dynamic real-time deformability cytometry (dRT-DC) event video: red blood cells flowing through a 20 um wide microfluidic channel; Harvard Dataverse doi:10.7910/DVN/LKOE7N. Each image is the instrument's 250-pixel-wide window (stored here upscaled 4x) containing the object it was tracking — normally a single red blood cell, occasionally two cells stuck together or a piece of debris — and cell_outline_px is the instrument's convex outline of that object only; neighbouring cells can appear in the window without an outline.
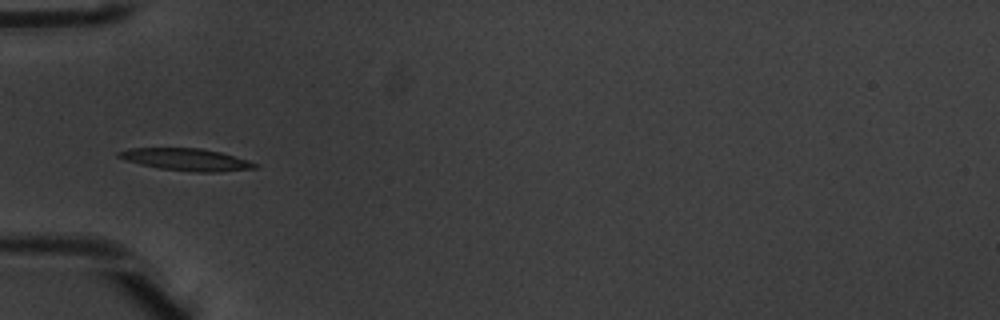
{"species": "common noctule bat (a hibernating species)", "species_latin": "Nyctalus noctula", "temperature_condition": "warm", "stored_images_in_passage": 5, "camera_frame_rate_fps": 3000, "um_per_image_px": 0.085, "animal": {"sex": "male", "body_mass_g": 20.1, "forearm_length_mm": 53.5}, "frame": {"image": 1, "passage_image": 5, "time_ms": 1.333, "image_size_px": [1000, 320], "cell_outline_px": [[260, 164], [256, 168], [220, 172], [196, 172], [160, 168], [140, 164], [124, 160], [116, 156], [116, 152], [132, 148], [200, 148], [220, 152], [248, 160]], "centroid_in_image_um": [15.84, 13.56], "position_along_channel_um": 69.2, "area_um2": 17.57}}